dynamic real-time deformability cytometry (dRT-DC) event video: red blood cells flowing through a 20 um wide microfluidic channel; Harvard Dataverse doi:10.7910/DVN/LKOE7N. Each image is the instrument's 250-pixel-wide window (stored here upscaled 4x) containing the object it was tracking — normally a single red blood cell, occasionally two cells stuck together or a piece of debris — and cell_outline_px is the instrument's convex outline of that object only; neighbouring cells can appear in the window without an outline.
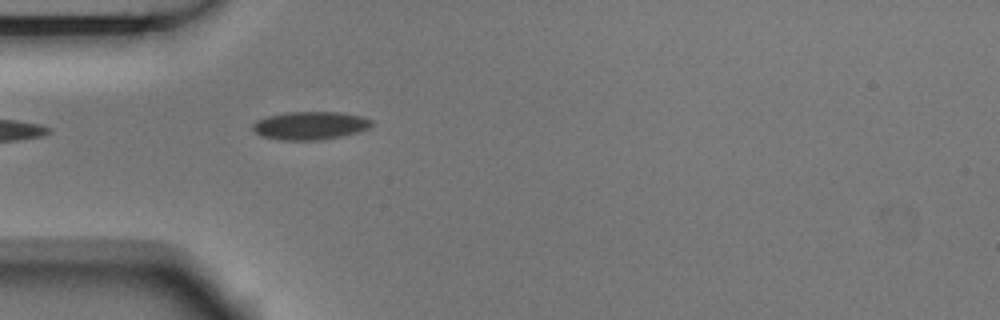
{"species": "Egyptian fruit bat (a non-hibernating species)", "species_latin": "Rousettus aegyptiacus", "temperature_condition": "room temperature", "stored_images_in_passage": 3, "camera_frame_rate_fps": 3000, "um_per_image_px": 0.085, "animal": {"sex": "male"}, "frame": {"image": 1, "passage_image": 3, "time_ms": 0.667, "image_size_px": [1000, 320], "cell_outline_px": [[372, 124], [368, 128], [356, 132], [340, 136], [320, 140], [280, 140], [260, 136], [252, 128], [252, 124], [256, 120], [268, 116], [288, 112], [336, 112], [360, 116], [372, 120]], "centroid_in_image_um": [26.31, 10.68], "position_along_channel_um": 58.7, "area_um2": 19.31}}